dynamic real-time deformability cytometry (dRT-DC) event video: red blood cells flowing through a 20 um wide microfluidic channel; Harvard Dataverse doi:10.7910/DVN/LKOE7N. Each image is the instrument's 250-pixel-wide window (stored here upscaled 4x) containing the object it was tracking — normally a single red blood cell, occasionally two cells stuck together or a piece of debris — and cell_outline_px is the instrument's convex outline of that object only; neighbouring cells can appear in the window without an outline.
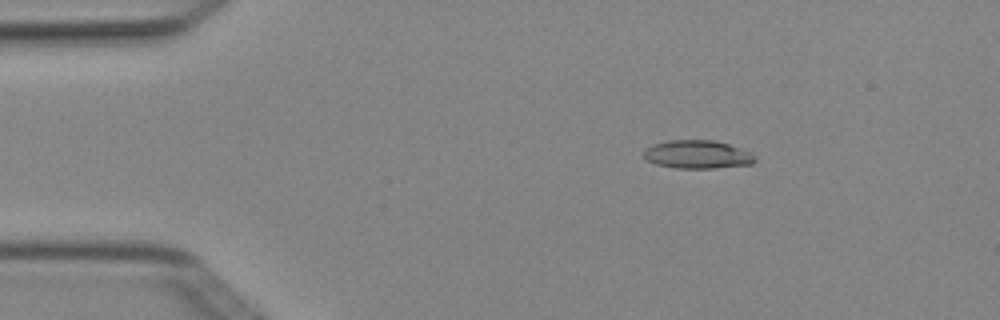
{"species": "Egyptian fruit bat (a non-hibernating species)", "species_latin": "Rousettus aegyptiacus", "temperature_condition": "cold", "stored_images_in_passage": 5, "camera_frame_rate_fps": 3000, "um_per_image_px": 0.085, "animal": {"sex": "female"}, "frame": {"image": 1, "passage_image": 1, "time_ms": 0.0, "image_size_px": [1000, 320], "cell_outline_px": [[756, 160], [752, 164], [712, 168], [676, 168], [656, 164], [648, 160], [644, 156], [644, 148], [652, 144], [668, 140], [716, 140], [728, 144], [748, 152], [756, 156]], "centroid_in_image_um": [59.25, 13.12], "position_along_channel_um": 25.7, "area_um2": 18.26}}
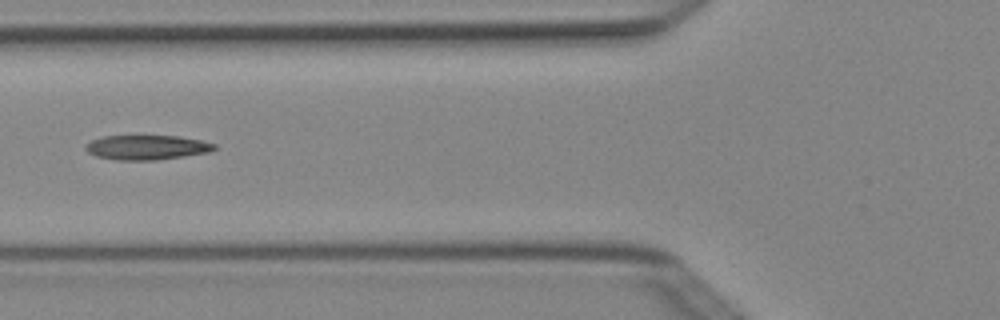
{"frame": {"image": 2, "passage_image": 4, "time_ms": 1.0, "image_size_px": [1000, 320], "cell_outline_px": [[216, 148], [208, 152], [184, 156], [156, 160], [116, 160], [96, 156], [88, 152], [84, 148], [84, 144], [92, 140], [104, 136], [180, 136], [200, 140], [216, 144]], "centroid_in_image_um": [12.45, 12.53], "position_along_channel_um": 113.4, "area_um2": 18.44}}
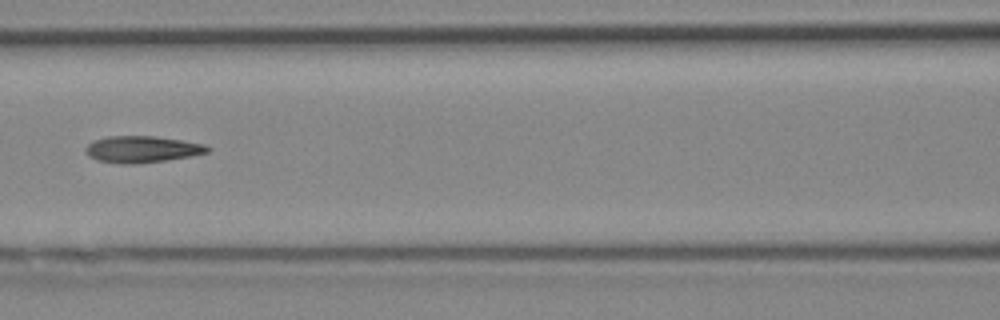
{"frame": {"image": 3, "passage_image": 5, "time_ms": 1.333, "image_size_px": [1000, 320], "cell_outline_px": [[212, 148], [208, 152], [192, 156], [164, 160], [132, 164], [120, 164], [96, 160], [88, 156], [84, 152], [84, 148], [92, 140], [108, 136], [152, 136], [180, 140], [204, 144]], "centroid_in_image_um": [12.02, 12.69], "position_along_channel_um": 154.6, "area_um2": 18.96}}